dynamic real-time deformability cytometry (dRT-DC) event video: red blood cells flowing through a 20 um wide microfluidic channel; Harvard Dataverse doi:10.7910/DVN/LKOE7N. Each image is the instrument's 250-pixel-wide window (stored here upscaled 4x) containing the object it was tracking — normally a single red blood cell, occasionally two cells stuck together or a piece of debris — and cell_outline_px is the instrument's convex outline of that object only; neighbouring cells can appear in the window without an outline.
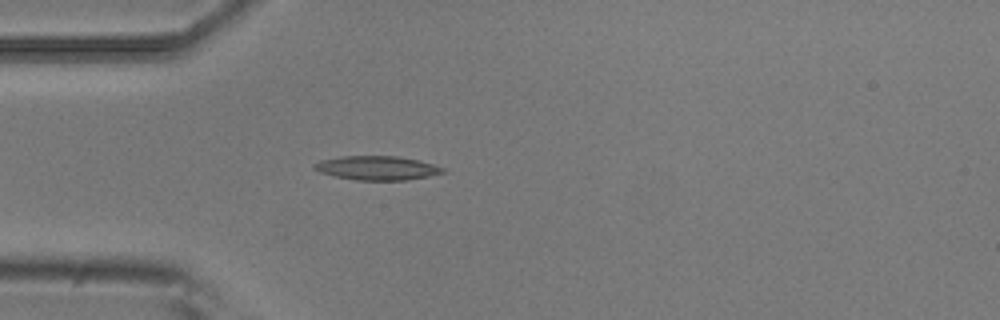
{"species": "common noctule bat (a hibernating species)", "species_latin": "Nyctalus noctula", "temperature_condition": "room temperature", "stored_images_in_passage": 4, "camera_frame_rate_fps": 3000, "um_per_image_px": 0.085, "animal": {"sex": "male", "body_mass_g": 20.5, "forearm_length_mm": 52.5}, "frame": {"image": 1, "passage_image": 4, "time_ms": 1.0, "image_size_px": [1000, 320], "cell_outline_px": [[444, 172], [428, 176], [408, 180], [356, 180], [336, 176], [320, 172], [312, 168], [312, 164], [320, 160], [340, 156], [400, 156], [420, 160], [444, 168]], "centroid_in_image_um": [32.02, 14.27], "position_along_channel_um": 53.0, "area_um2": 18.03}}